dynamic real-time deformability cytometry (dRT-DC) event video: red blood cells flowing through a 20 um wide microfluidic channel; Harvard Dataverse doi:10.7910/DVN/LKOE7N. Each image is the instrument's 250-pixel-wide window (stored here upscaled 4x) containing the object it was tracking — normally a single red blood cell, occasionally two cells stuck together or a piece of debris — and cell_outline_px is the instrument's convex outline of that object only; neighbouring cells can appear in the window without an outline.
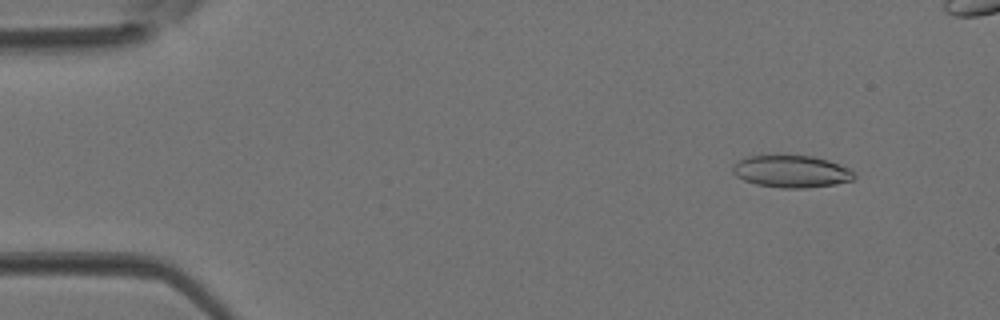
{"species": "Egyptian fruit bat (a non-hibernating species)", "species_latin": "Rousettus aegyptiacus", "temperature_condition": "room temperature", "stored_images_in_passage": 4, "camera_frame_rate_fps": 3000, "um_per_image_px": 0.085, "animal": {"sex": "female"}, "frame": {"image": 1, "passage_image": 1, "time_ms": 0.0, "image_size_px": [1000, 320], "cell_outline_px": [[856, 176], [852, 180], [836, 184], [804, 188], [780, 188], [756, 184], [744, 180], [736, 176], [732, 172], [732, 168], [740, 160], [748, 156], [780, 152], [812, 156], [828, 160], [848, 168]], "centroid_in_image_um": [67.23, 14.53], "position_along_channel_um": 17.8, "area_um2": 23.41}}